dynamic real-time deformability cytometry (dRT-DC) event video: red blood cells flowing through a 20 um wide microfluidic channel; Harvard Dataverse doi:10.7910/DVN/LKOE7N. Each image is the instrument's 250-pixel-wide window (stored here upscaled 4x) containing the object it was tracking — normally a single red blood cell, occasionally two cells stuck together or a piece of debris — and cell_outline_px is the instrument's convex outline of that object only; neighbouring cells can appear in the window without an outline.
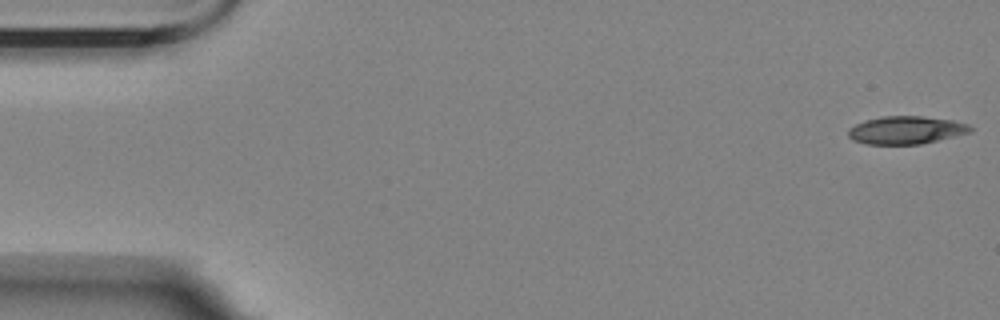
{"species": "Egyptian fruit bat (a non-hibernating species)", "species_latin": "Rousettus aegyptiacus", "temperature_condition": "room temperature", "stored_images_in_passage": 15, "camera_frame_rate_fps": 3000, "um_per_image_px": 0.085, "animal": {"sex": "female"}, "frame": {"image": 1, "passage_image": 1, "time_ms": 0.0, "image_size_px": [1000, 320], "cell_outline_px": [[972, 132], [920, 144], [868, 144], [852, 140], [848, 136], [848, 128], [864, 120], [880, 116], [924, 116], [952, 120], [968, 124], [972, 128]], "centroid_in_image_um": [76.99, 11.05], "position_along_channel_um": 8.0, "area_um2": 19.88}}
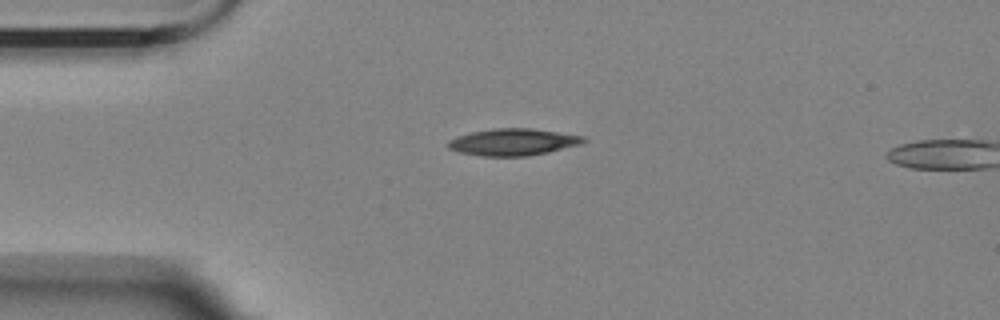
{"frame": {"image": 2, "passage_image": 13, "time_ms": 4.0, "image_size_px": [1000, 320], "cell_outline_px": [[588, 140], [580, 144], [548, 152], [528, 156], [480, 156], [460, 152], [448, 148], [448, 140], [456, 136], [472, 132], [492, 128], [532, 128], [584, 136]], "centroid_in_image_um": [43.6, 12.07], "position_along_channel_um": 41.4, "area_um2": 21.21}}